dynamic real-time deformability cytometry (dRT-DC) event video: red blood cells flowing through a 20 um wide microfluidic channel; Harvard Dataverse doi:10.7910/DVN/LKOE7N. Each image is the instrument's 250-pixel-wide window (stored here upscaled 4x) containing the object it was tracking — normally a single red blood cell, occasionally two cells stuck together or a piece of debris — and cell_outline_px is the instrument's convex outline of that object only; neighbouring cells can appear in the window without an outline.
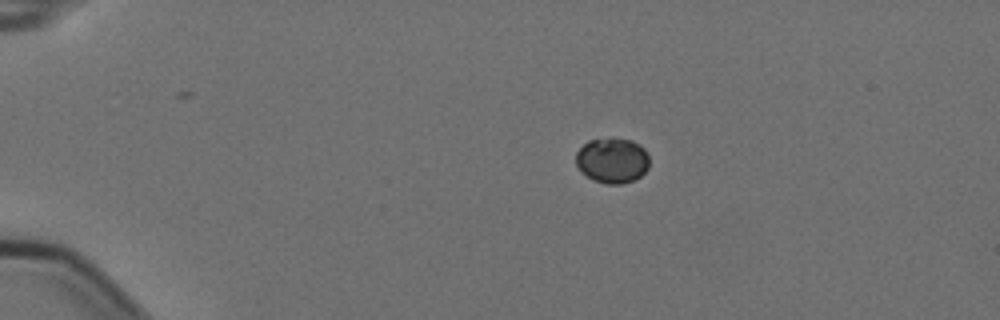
{"species": "Egyptian fruit bat (a non-hibernating species)", "species_latin": "Rousettus aegyptiacus", "temperature_condition": "cold", "stored_images_in_passage": 5, "camera_frame_rate_fps": 3000, "um_per_image_px": 0.085, "animal": {"sex": "female"}, "frame": {"image": 1, "passage_image": 3, "time_ms": 0.667, "image_size_px": [1000, 320], "cell_outline_px": [[648, 168], [640, 176], [632, 180], [620, 184], [608, 184], [592, 180], [580, 172], [576, 164], [576, 152], [588, 140], [612, 136], [632, 140], [640, 144], [644, 148], [648, 156]], "centroid_in_image_um": [52.02, 13.6], "position_along_channel_um": 33.0, "area_um2": 19.77}}